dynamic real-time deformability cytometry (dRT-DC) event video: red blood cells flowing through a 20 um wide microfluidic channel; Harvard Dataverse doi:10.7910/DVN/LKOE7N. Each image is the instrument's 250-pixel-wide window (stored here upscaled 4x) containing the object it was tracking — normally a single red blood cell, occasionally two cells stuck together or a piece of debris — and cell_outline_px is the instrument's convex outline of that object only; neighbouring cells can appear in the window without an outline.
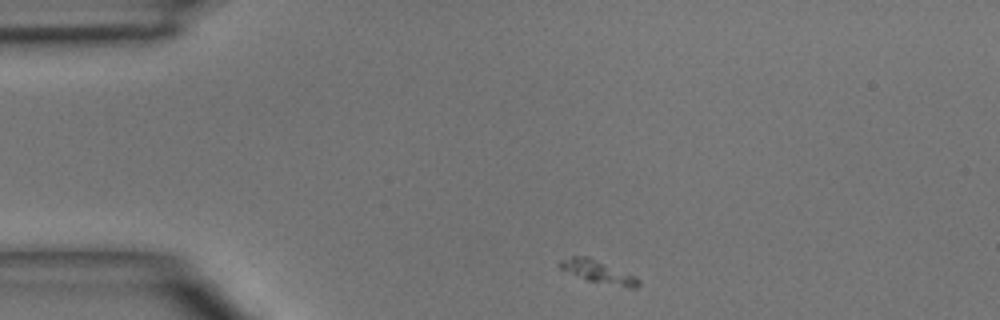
{"species": "common noctule bat (a hibernating species)", "species_latin": "Nyctalus noctula", "temperature_condition": "room temperature", "stored_images_in_passage": 3, "camera_frame_rate_fps": 3000, "um_per_image_px": 0.085, "animal": {"sex": "male", "body_mass_g": 15.6}, "frame": {"image": 1, "passage_image": 1, "time_ms": 0.0, "image_size_px": [1000, 320], "cell_outline_px": [[640, 284], [636, 288], [628, 288], [588, 280], [560, 268], [560, 260], [572, 256], [588, 256], [636, 276], [640, 280]], "centroid_in_image_um": [50.9, 23.1], "position_along_channel_um": 34.1, "area_um2": 10.17}}